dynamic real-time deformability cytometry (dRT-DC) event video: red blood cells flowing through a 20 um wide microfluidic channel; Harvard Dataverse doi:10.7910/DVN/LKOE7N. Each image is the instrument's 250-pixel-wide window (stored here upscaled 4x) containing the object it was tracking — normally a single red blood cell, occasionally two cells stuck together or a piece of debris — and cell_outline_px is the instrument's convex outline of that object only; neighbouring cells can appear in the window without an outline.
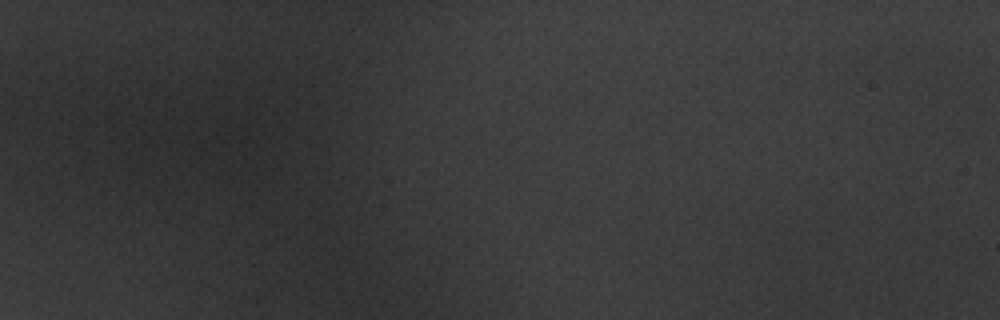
{"species": "common noctule bat (a hibernating species)", "species_latin": "Nyctalus noctula", "temperature_condition": "warm", "stored_images_in_passage": 2, "camera_frame_rate_fps": 3000, "um_per_image_px": 0.085, "animal": {"sex": "male", "body_mass_g": 20.1, "forearm_length_mm": 53.5}, "frame": {"image": 1, "passage_image": 1, "time_ms": 0.0, "image_size_px": [1000, 320], "cell_outline_px": [[312, 144], [300, 160], [288, 172], [240, 164], [208, 152], [200, 144], [224, 120], [256, 116], [280, 120], [308, 136]], "centroid_in_image_um": [21.96, 12.15], "position_along_channel_um": 63.0, "area_um2": 30.35}}